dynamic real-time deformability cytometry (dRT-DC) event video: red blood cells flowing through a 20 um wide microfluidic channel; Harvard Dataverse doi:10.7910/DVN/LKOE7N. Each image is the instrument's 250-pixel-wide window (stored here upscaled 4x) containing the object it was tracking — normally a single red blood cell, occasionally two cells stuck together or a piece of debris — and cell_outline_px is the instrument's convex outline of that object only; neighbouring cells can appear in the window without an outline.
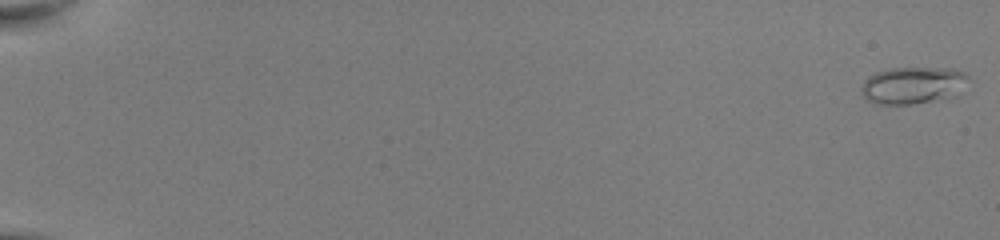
{"species": "common noctule bat (a hibernating species)", "species_latin": "Nyctalus noctula", "temperature_condition": "room temperature", "stored_images_in_passage": 51, "camera_frame_rate_fps": 3000, "um_per_image_px": 0.085, "animal": {"sex": "female", "body_mass_g": 22.0, "forearm_length_mm": 56.7}, "frame": {"image": 1, "passage_image": 1, "time_ms": 0.0, "image_size_px": [1000, 240], "cell_outline_px": [[968, 80], [960, 96], [912, 104], [872, 104], [864, 96], [860, 88], [864, 80], [868, 76], [876, 72], [888, 68], [952, 68], [964, 72], [968, 76]], "centroid_in_image_um": [77.63, 7.25], "position_along_channel_um": 7.4, "area_um2": 23.58}}
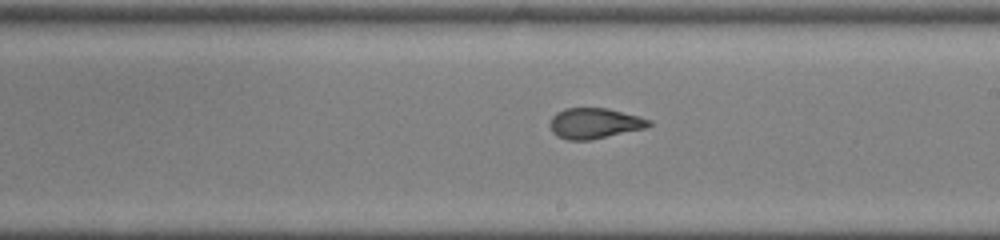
{"frame": {"image": 2, "passage_image": 33, "time_ms": 10.667, "image_size_px": [1000, 240], "cell_outline_px": [[652, 124], [644, 128], [592, 140], [568, 140], [556, 136], [552, 132], [548, 124], [552, 116], [556, 112], [564, 108], [608, 108], [652, 120]], "centroid_in_image_um": [50.48, 10.48], "position_along_channel_um": 238.5, "area_um2": 17.74}}
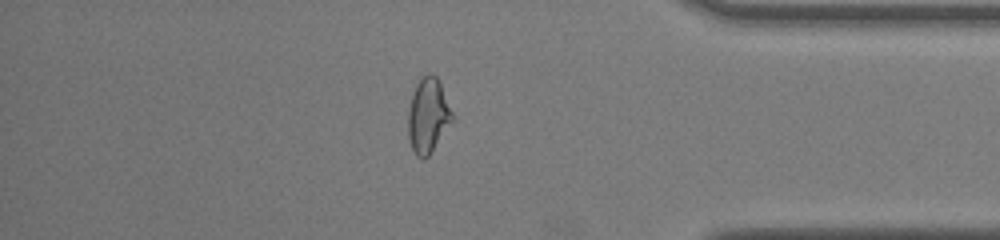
{"frame": {"image": 3, "passage_image": 46, "time_ms": 15.0, "image_size_px": [1000, 240], "cell_outline_px": [[456, 116], [428, 156], [424, 160], [416, 156], [412, 148], [408, 136], [408, 108], [412, 92], [420, 76], [428, 72], [436, 76], [440, 80]], "centroid_in_image_um": [36.4, 9.76], "position_along_channel_um": 398.8, "area_um2": 19.83}}